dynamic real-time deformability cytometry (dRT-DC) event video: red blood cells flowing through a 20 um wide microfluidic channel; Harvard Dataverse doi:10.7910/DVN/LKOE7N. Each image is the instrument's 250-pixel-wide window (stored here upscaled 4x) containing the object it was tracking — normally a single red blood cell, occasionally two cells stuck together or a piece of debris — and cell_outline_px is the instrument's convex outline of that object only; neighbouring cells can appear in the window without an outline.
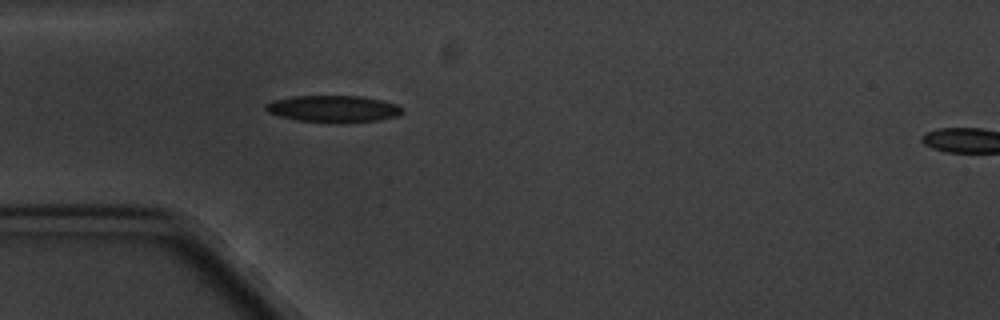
{"species": "common noctule bat (a hibernating species)", "species_latin": "Nyctalus noctula", "temperature_condition": "cold", "stored_images_in_passage": 5, "segment_of_instrument_passage": [1, 2], "camera_frame_rate_fps": 3000, "um_per_image_px": 0.085, "animal": {"sex": "male", "body_mass_g": 20.1, "forearm_length_mm": 53.5}, "frame": {"image": 1, "passage_image": 4, "time_ms": 3.333, "image_size_px": [1000, 320], "cell_outline_px": [[400, 112], [396, 116], [376, 120], [336, 124], [300, 120], [280, 116], [268, 112], [264, 108], [264, 104], [272, 100], [292, 96], [364, 96], [396, 104], [400, 108]], "centroid_in_image_um": [28.26, 9.25], "position_along_channel_um": 56.7, "area_um2": 21.27}}